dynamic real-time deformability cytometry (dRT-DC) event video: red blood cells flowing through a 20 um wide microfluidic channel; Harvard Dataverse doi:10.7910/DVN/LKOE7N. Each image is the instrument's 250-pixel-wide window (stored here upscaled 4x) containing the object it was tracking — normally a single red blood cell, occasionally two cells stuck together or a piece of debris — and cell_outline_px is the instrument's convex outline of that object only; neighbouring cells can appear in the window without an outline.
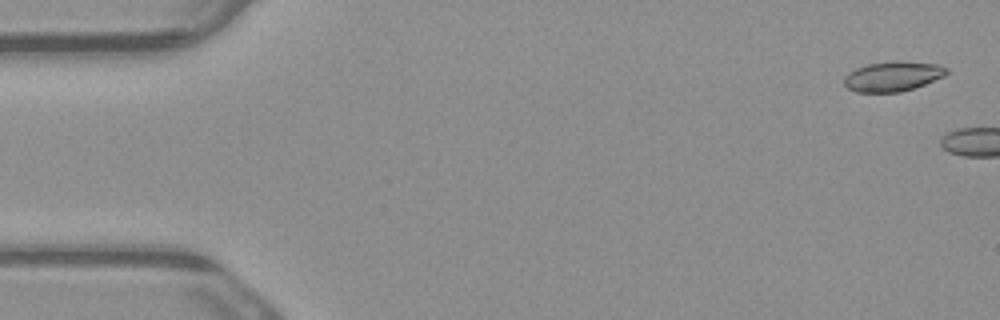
{"species": "common noctule bat (a hibernating species)", "species_latin": "Nyctalus noctula", "temperature_condition": "warm", "stored_images_in_passage": 5, "camera_frame_rate_fps": 3000, "um_per_image_px": 0.085, "animal": {"sex": "male", "body_mass_g": 23.1, "forearm_length_mm": 52.7}, "frame": {"image": 1, "passage_image": 1, "time_ms": 0.0, "image_size_px": [1000, 320], "cell_outline_px": [[948, 72], [944, 76], [924, 84], [900, 92], [856, 92], [848, 88], [844, 84], [844, 76], [848, 72], [856, 68], [868, 64], [896, 60], [940, 64], [948, 68]], "centroid_in_image_um": [75.89, 6.47], "position_along_channel_um": 9.1, "area_um2": 17.92}}
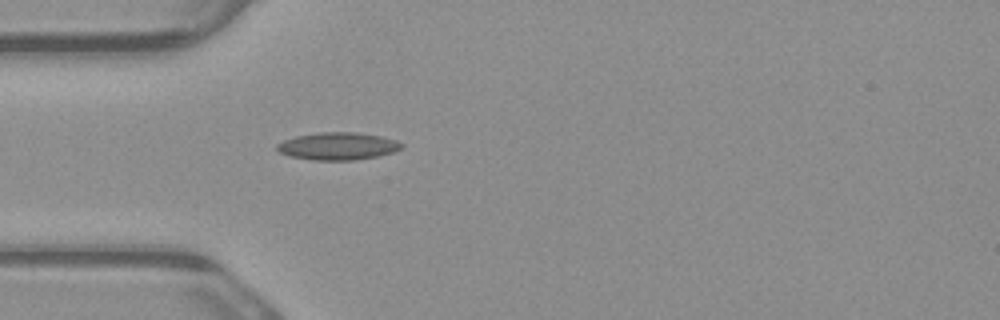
{"frame": {"image": 2, "passage_image": 5, "time_ms": 1.333, "image_size_px": [1000, 320], "cell_outline_px": [[404, 144], [400, 148], [392, 152], [376, 156], [356, 160], [312, 160], [288, 156], [280, 152], [276, 148], [276, 144], [284, 140], [296, 136], [320, 132], [356, 132], [380, 136], [396, 140]], "centroid_in_image_um": [28.68, 12.42], "position_along_channel_um": 56.3, "area_um2": 19.88}}